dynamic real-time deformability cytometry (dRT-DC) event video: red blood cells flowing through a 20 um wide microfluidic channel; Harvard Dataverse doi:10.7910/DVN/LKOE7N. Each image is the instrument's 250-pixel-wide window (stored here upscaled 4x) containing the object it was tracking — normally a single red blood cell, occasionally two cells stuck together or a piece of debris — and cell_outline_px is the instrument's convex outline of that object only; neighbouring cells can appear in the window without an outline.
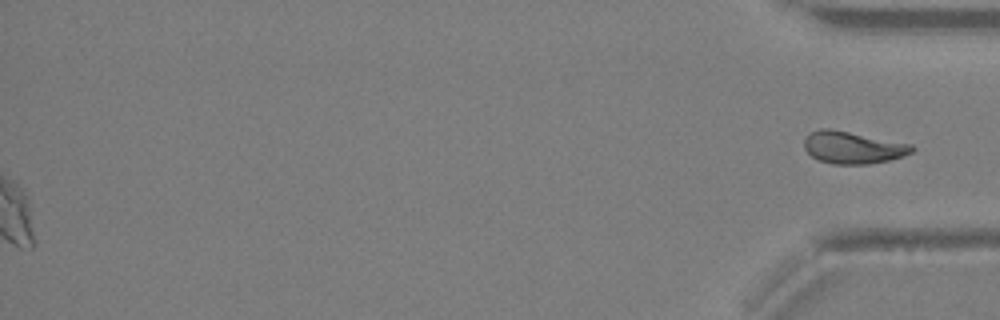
{"species": "Egyptian fruit bat (a non-hibernating species)", "species_latin": "Rousettus aegyptiacus", "temperature_condition": "warm", "stored_images_in_passage": 33, "segment_of_instrument_passage": [2, 2], "camera_frame_rate_fps": 3000, "um_per_image_px": 0.085, "animal": {"sex": "female"}, "frame": {"image": 1, "passage_image": 33, "time_ms": 10.667, "image_size_px": [1000, 320], "cell_outline_px": [[916, 148], [912, 152], [904, 156], [888, 160], [868, 164], [832, 164], [820, 160], [812, 156], [804, 148], [804, 136], [808, 132], [820, 128], [828, 128], [912, 144]], "centroid_in_image_um": [72.47, 12.53], "position_along_channel_um": 362.7, "area_um2": 20.23}}